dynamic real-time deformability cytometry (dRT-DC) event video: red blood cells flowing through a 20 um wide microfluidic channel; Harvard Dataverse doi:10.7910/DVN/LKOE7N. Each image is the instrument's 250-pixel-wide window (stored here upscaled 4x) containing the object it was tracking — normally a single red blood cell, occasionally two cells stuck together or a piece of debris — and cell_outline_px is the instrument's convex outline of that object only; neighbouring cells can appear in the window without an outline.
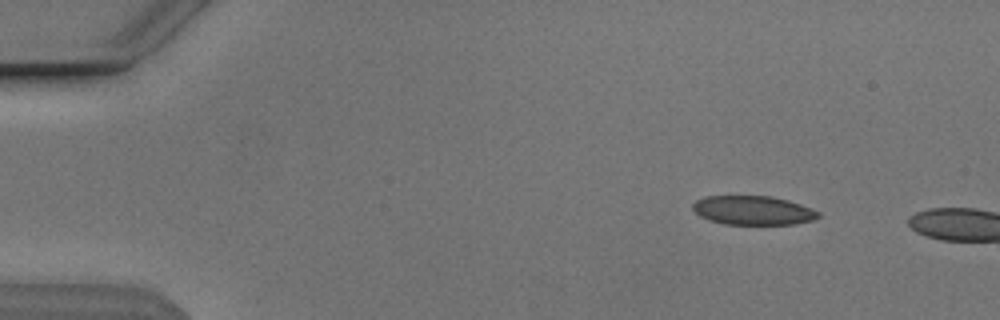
{"species": "Egyptian fruit bat (a non-hibernating species)", "species_latin": "Rousettus aegyptiacus", "temperature_condition": "cold", "stored_images_in_passage": 48, "camera_frame_rate_fps": 3000, "um_per_image_px": 0.085, "animal": {"sex": "male"}, "frame": {"image": 1, "passage_image": 5, "time_ms": 1.333, "image_size_px": [1000, 320], "cell_outline_px": [[820, 216], [812, 220], [796, 224], [724, 224], [708, 220], [700, 216], [692, 208], [692, 204], [696, 200], [704, 196], [772, 196], [788, 200], [812, 208], [820, 212]], "centroid_in_image_um": [64.01, 17.88], "position_along_channel_um": 21.0, "area_um2": 21.33}}
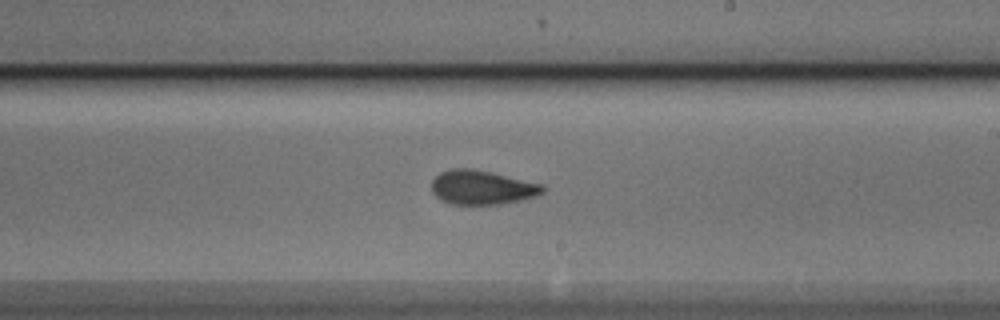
{"frame": {"image": 2, "passage_image": 30, "time_ms": 9.667, "image_size_px": [1000, 320], "cell_outline_px": [[544, 192], [536, 196], [520, 200], [500, 204], [452, 204], [436, 196], [432, 192], [432, 180], [440, 172], [452, 168], [472, 168], [492, 172], [544, 184]], "centroid_in_image_um": [40.99, 15.91], "position_along_channel_um": 248.0, "area_um2": 22.14}}
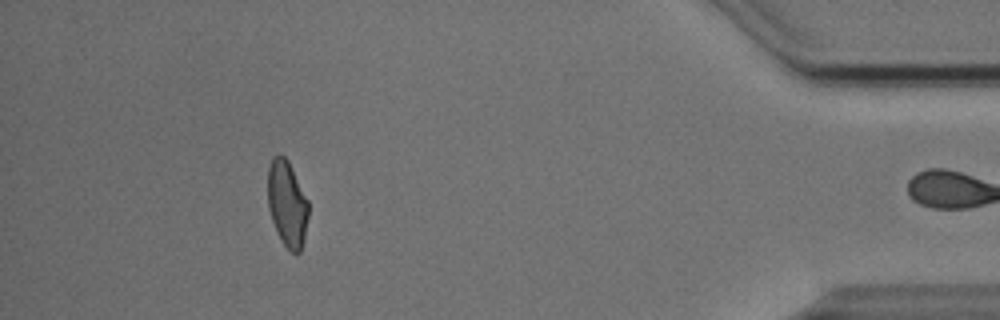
{"frame": {"image": 3, "passage_image": 47, "time_ms": 15.333, "image_size_px": [1000, 320], "cell_outline_px": [[308, 216], [304, 240], [300, 252], [296, 256], [280, 240], [276, 232], [268, 208], [268, 168], [272, 156], [280, 152], [288, 160], [308, 200]], "centroid_in_image_um": [24.4, 17.31], "position_along_channel_um": 410.8, "area_um2": 20.63}, "authors_computed_cell_mechanics": {"area_um2": 22.1374, "velocity_mm_per_s": 3.8425, "shape_relaxation_time_tau1_ms": 5.3599, "shape_relaxation_time_tau2_ms": 1.3623, "deformation_change_tau1": 0.1442, "deformation_change_tau2": 0.0647}}